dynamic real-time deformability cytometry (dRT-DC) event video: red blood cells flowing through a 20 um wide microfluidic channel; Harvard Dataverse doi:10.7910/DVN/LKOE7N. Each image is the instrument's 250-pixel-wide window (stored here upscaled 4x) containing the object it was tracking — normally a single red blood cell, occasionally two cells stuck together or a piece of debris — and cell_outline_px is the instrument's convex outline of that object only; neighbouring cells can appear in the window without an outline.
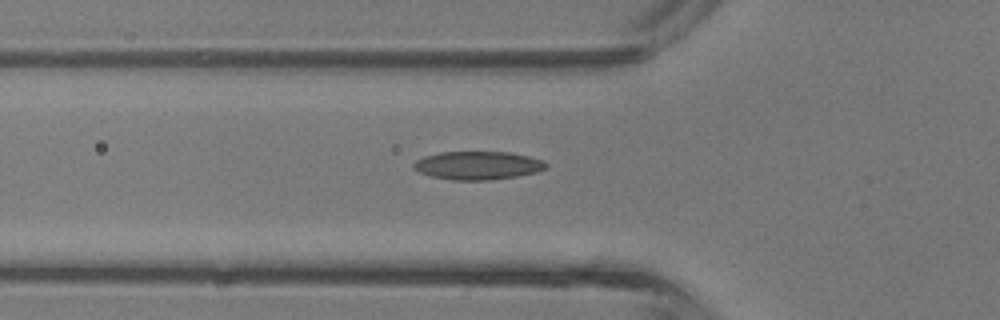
{"species": "common noctule bat (a hibernating species)", "species_latin": "Nyctalus noctula", "temperature_condition": "room temperature", "stored_images_in_passage": 32, "camera_frame_rate_fps": 3000, "um_per_image_px": 0.085, "animal": {"sex": "male", "body_mass_g": 13.3}, "frame": {"image": 1, "passage_image": 7, "time_ms": 2.0, "image_size_px": [1000, 320], "cell_outline_px": [[548, 168], [536, 172], [516, 176], [488, 180], [452, 180], [432, 176], [420, 172], [412, 168], [412, 164], [416, 160], [424, 156], [440, 152], [508, 152], [528, 156], [544, 160], [548, 164]], "centroid_in_image_um": [40.62, 14.06], "position_along_channel_um": 85.2, "area_um2": 21.85}}
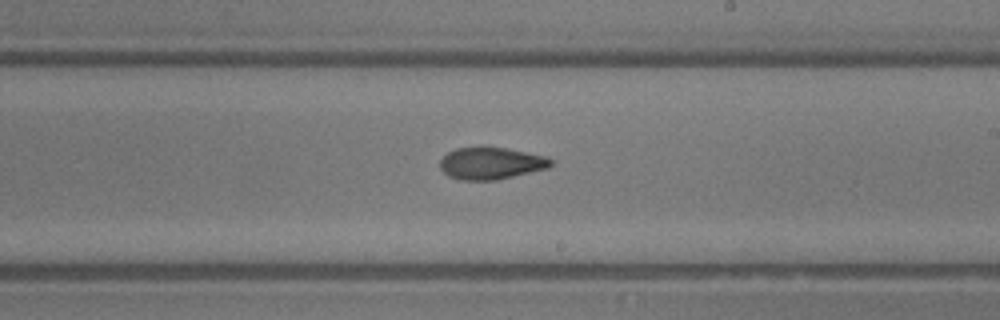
{"frame": {"image": 2, "passage_image": 17, "time_ms": 5.333, "image_size_px": [1000, 320], "cell_outline_px": [[552, 164], [548, 168], [496, 180], [460, 180], [448, 176], [440, 168], [440, 160], [448, 152], [456, 148], [504, 148], [544, 156], [552, 160]], "centroid_in_image_um": [41.7, 13.9], "position_along_channel_um": 247.3, "area_um2": 20.29}}
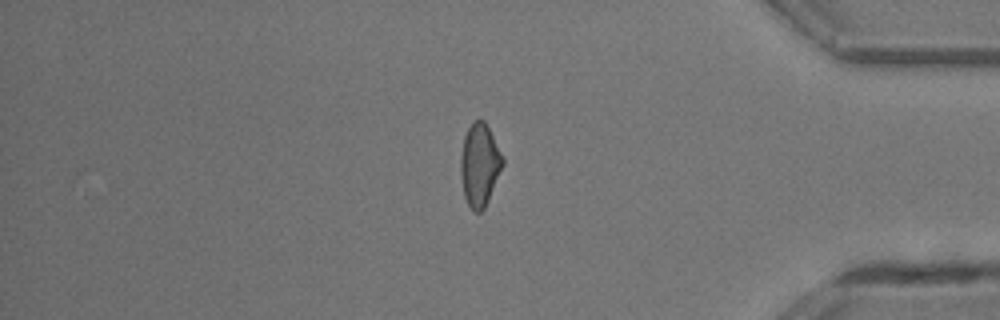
{"frame": {"image": 3, "passage_image": 28, "time_ms": 9.0, "image_size_px": [1000, 320], "cell_outline_px": [[504, 164], [488, 200], [484, 208], [480, 212], [476, 212], [468, 204], [464, 196], [460, 172], [460, 156], [464, 136], [468, 128], [476, 120], [484, 120], [504, 160]], "centroid_in_image_um": [40.75, 14.02], "position_along_channel_um": 394.4, "area_um2": 19.88}, "authors_computed_cell_mechanics": {"area_um2": 20.6924, "velocity_mm_per_s": 4.8434, "shape_relaxation_time_tau1_ms": 3.9501, "shape_relaxation_time_tau2_ms": 3.4147, "deformation_change_tau1": 0.1512, "deformation_change_tau2": 0.0991}}